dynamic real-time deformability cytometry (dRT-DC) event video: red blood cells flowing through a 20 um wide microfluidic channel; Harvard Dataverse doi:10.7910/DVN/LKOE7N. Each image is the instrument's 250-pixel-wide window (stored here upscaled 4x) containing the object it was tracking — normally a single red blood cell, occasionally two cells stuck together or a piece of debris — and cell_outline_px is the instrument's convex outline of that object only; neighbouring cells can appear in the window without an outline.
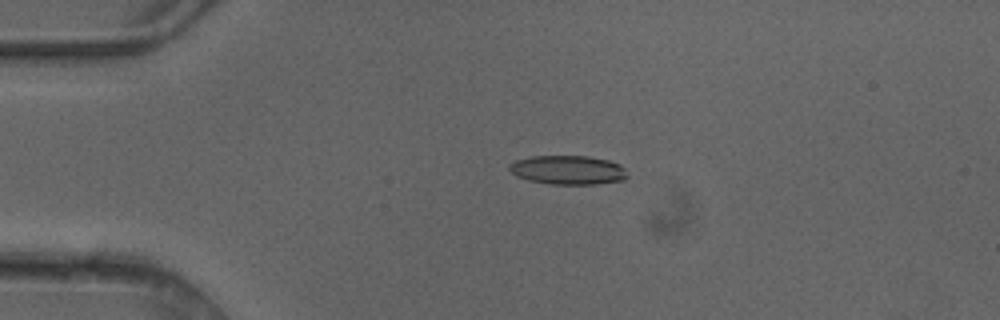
{"species": "common noctule bat (a hibernating species)", "species_latin": "Nyctalus noctula", "temperature_condition": "cold", "stored_images_in_passage": 5, "camera_frame_rate_fps": 3000, "um_per_image_px": 0.085, "animal": {"sex": "female"}, "frame": {"image": 1, "passage_image": 4, "time_ms": 1.0, "image_size_px": [1000, 320], "cell_outline_px": [[628, 176], [624, 180], [596, 184], [552, 184], [528, 180], [516, 176], [508, 168], [508, 164], [516, 160], [532, 156], [588, 156], [608, 160], [620, 164], [624, 168]], "centroid_in_image_um": [48.28, 14.45], "position_along_channel_um": 36.7, "area_um2": 20.0}}